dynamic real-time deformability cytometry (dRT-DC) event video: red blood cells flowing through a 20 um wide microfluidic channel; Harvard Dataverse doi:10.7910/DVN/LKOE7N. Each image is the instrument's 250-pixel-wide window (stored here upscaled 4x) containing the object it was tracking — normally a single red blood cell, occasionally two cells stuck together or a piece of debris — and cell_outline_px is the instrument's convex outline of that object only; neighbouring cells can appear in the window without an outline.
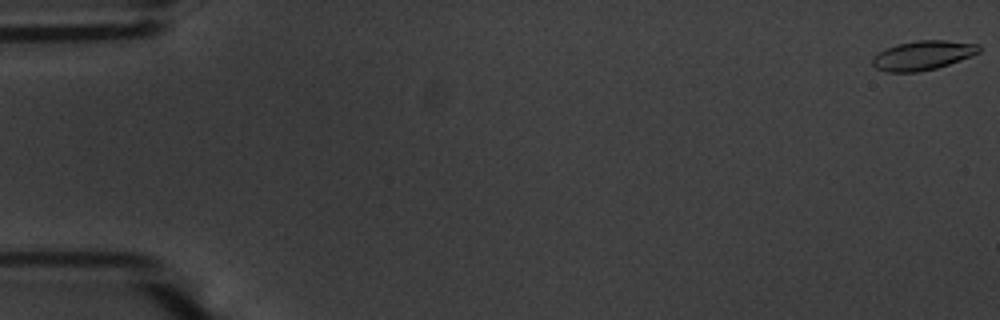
{"species": "common noctule bat (a hibernating species)", "species_latin": "Nyctalus noctula", "temperature_condition": "warm", "stored_images_in_passage": 56, "camera_frame_rate_fps": 3000, "um_per_image_px": 0.085, "animal": {"sex": "male", "body_mass_g": 20.1, "forearm_length_mm": 53.5}, "frame": {"image": 1, "passage_image": 1, "time_ms": 0.0, "image_size_px": [1000, 320], "cell_outline_px": [[980, 52], [972, 56], [936, 68], [920, 72], [888, 72], [876, 68], [872, 64], [872, 60], [884, 48], [896, 44], [916, 40], [944, 40], [980, 44]], "centroid_in_image_um": [78.45, 4.7], "position_along_channel_um": 6.5, "area_um2": 18.21}}
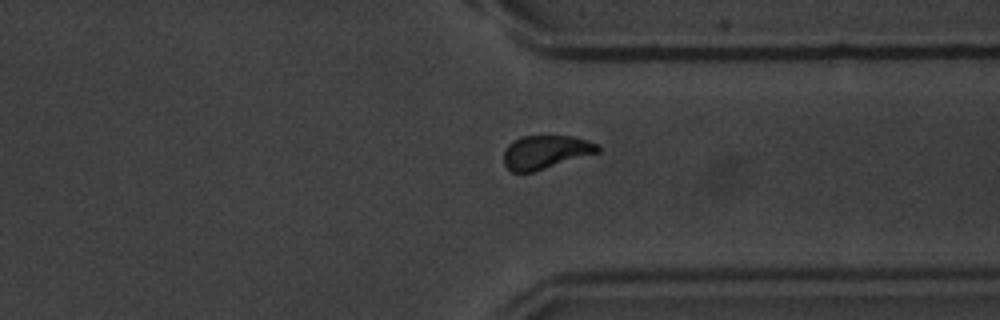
{"frame": {"image": 2, "passage_image": 43, "time_ms": 14.0, "image_size_px": [1000, 320], "cell_outline_px": [[600, 152], [532, 172], [512, 172], [504, 164], [504, 152], [508, 144], [512, 140], [520, 136], [572, 136], [588, 140], [600, 144]], "centroid_in_image_um": [46.39, 12.91], "position_along_channel_um": 365.0, "area_um2": 18.44}}
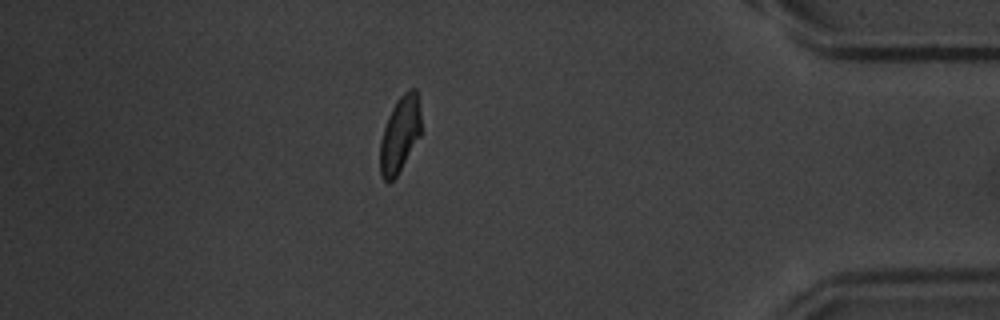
{"frame": {"image": 3, "passage_image": 49, "time_ms": 16.0, "image_size_px": [1000, 320], "cell_outline_px": [[420, 136], [396, 176], [388, 184], [380, 176], [380, 140], [388, 116], [396, 100], [408, 88], [416, 88], [420, 108]], "centroid_in_image_um": [33.98, 11.41], "position_along_channel_um": 401.2, "area_um2": 18.15}, "authors_computed_cell_mechanics": {"area_um2": 18.5827, "velocity_mm_per_s": 3.6639, "shape_relaxation_time_tau1_ms": 3.0991, "shape_relaxation_time_tau2_ms": 2.2828, "deformation_change_tau1": 0.144, "deformation_change_tau2": 0.0777}}